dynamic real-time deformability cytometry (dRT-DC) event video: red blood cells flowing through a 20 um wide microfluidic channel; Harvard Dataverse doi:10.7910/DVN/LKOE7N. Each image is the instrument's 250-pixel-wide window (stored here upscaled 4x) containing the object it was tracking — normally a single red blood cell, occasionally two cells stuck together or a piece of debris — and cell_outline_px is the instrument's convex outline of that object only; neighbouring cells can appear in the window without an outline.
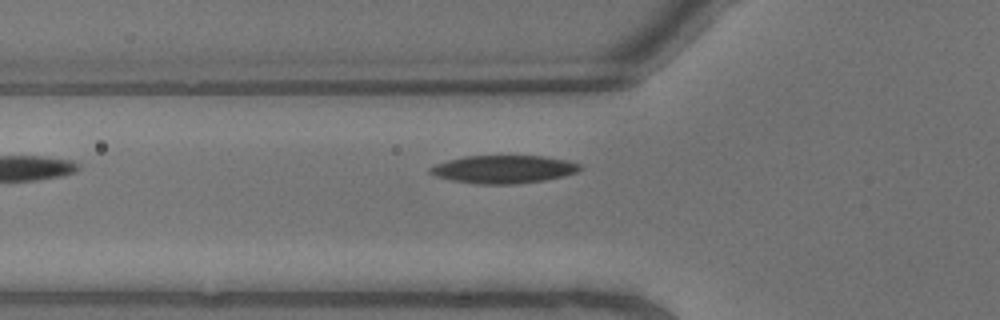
{"species": "common noctule bat (a hibernating species)", "species_latin": "Nyctalus noctula", "temperature_condition": "warm", "stored_images_in_passage": 3, "camera_frame_rate_fps": 3000, "um_per_image_px": 0.085, "animal": {"sex": "male", "body_mass_g": 13.3}, "frame": {"image": 1, "passage_image": 3, "time_ms": 0.667, "image_size_px": [1000, 320], "cell_outline_px": [[584, 168], [576, 172], [564, 176], [544, 180], [516, 184], [476, 184], [452, 180], [436, 176], [428, 172], [428, 168], [436, 164], [448, 160], [464, 156], [544, 156], [564, 160], [580, 164]], "centroid_in_image_um": [42.79, 14.39], "position_along_channel_um": 83.0, "area_um2": 24.39}}